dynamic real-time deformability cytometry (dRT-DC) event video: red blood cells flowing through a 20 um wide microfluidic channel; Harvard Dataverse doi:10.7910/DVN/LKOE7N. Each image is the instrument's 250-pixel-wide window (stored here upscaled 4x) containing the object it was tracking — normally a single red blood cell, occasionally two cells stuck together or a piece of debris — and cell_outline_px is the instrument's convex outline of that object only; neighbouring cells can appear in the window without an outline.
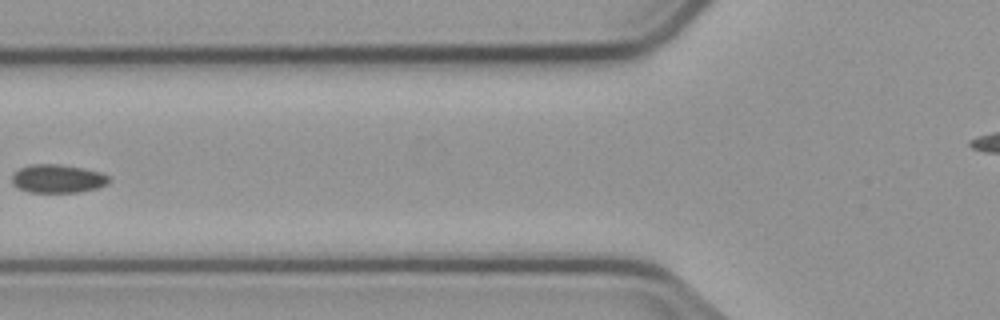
{"species": "common noctule bat (a hibernating species)", "species_latin": "Nyctalus noctula", "temperature_condition": "cold", "stored_images_in_passage": 6, "camera_frame_rate_fps": 3000, "um_per_image_px": 0.085, "animal": {"sex": "male", "body_mass_g": 23.1, "forearm_length_mm": 52.7}, "frame": {"image": 1, "passage_image": 6, "time_ms": 6.0, "image_size_px": [1000, 320], "cell_outline_px": [[112, 180], [108, 184], [96, 188], [80, 192], [28, 192], [16, 188], [12, 184], [12, 172], [20, 168], [32, 164], [60, 164], [100, 172], [108, 176]], "centroid_in_image_um": [4.87, 15.19], "position_along_channel_um": 120.9, "area_um2": 16.18}}